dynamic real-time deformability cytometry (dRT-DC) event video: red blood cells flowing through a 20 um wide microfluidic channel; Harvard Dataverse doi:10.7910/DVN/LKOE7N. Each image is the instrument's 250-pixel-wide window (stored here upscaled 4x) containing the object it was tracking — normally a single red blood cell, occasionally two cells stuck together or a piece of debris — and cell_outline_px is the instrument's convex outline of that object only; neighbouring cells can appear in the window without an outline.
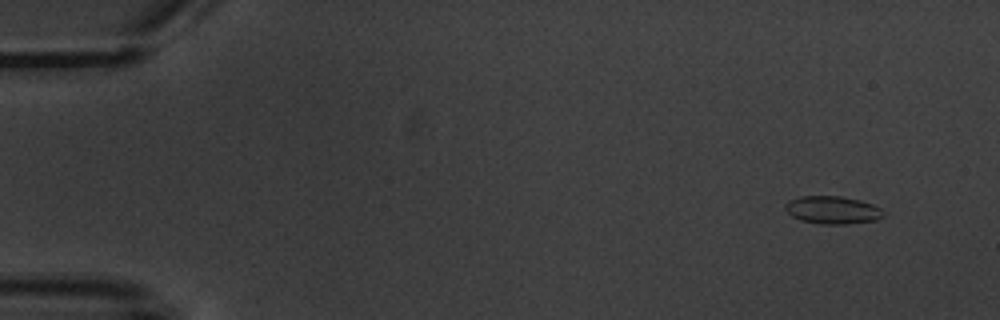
{"species": "common noctule bat (a hibernating species)", "species_latin": "Nyctalus noctula", "temperature_condition": "warm", "stored_images_in_passage": 5, "camera_frame_rate_fps": 3000, "um_per_image_px": 0.085, "animal": {"sex": "male", "body_mass_g": 20.1, "forearm_length_mm": 53.5}, "frame": {"image": 1, "passage_image": 2, "time_ms": 1.333, "image_size_px": [1000, 320], "cell_outline_px": [[884, 216], [876, 220], [848, 224], [820, 224], [800, 220], [792, 216], [784, 208], [784, 204], [788, 200], [800, 196], [840, 196], [860, 200], [872, 204], [880, 208], [884, 212]], "centroid_in_image_um": [70.75, 17.85], "position_along_channel_um": 14.3, "area_um2": 16.01}}
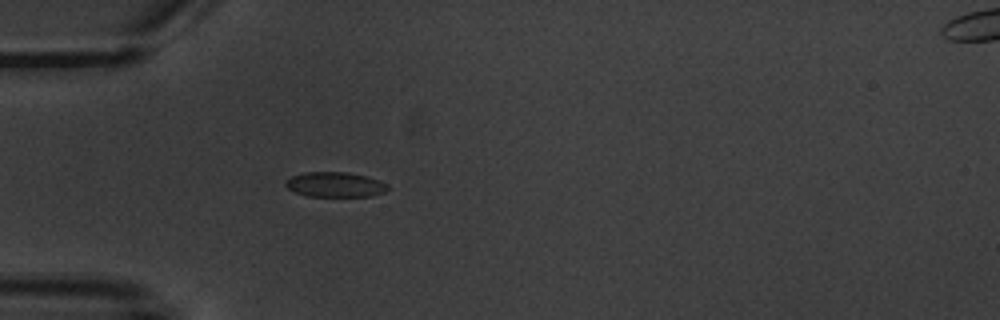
{"frame": {"image": 2, "passage_image": 5, "time_ms": 5.667, "image_size_px": [1000, 320], "cell_outline_px": [[388, 188], [384, 192], [372, 196], [308, 196], [296, 192], [288, 188], [284, 184], [284, 180], [292, 176], [304, 172], [348, 172], [380, 180], [388, 184]], "centroid_in_image_um": [28.47, 15.68], "position_along_channel_um": 56.5, "area_um2": 14.85}}